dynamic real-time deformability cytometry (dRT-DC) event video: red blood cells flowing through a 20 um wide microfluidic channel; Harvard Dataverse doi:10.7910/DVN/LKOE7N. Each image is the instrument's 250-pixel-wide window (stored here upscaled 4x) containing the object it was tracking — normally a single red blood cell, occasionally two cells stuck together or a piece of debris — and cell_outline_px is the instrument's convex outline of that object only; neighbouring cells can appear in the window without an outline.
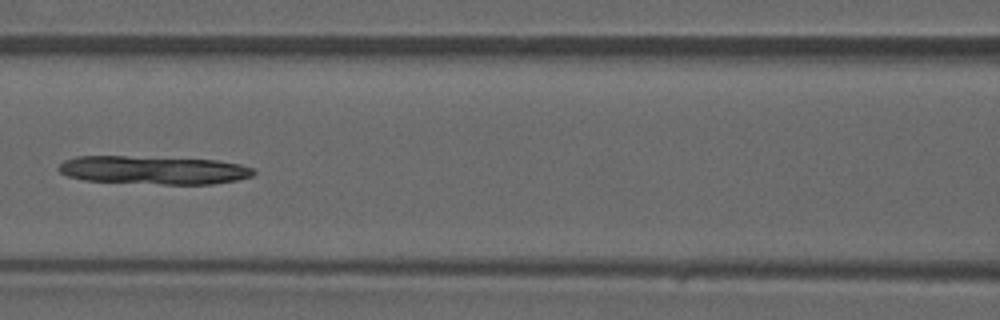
{"species": "common noctule bat (a hibernating species)", "species_latin": "Nyctalus noctula", "temperature_condition": "warm", "stored_images_in_passage": 29, "camera_frame_rate_fps": 3000, "um_per_image_px": 0.085, "animal": {"sex": "male", "forearm_length_mm": 52.5}, "frame": {"image": 1, "passage_image": 7, "time_ms": 2.0, "image_size_px": [1000, 320], "cell_outline_px": [[256, 172], [252, 176], [236, 180], [212, 184], [164, 184], [84, 180], [68, 176], [60, 172], [56, 168], [64, 160], [76, 156], [124, 156], [216, 160], [240, 164], [256, 168]], "centroid_in_image_um": [13.06, 14.45], "position_along_channel_um": 153.5, "area_um2": 32.14}}
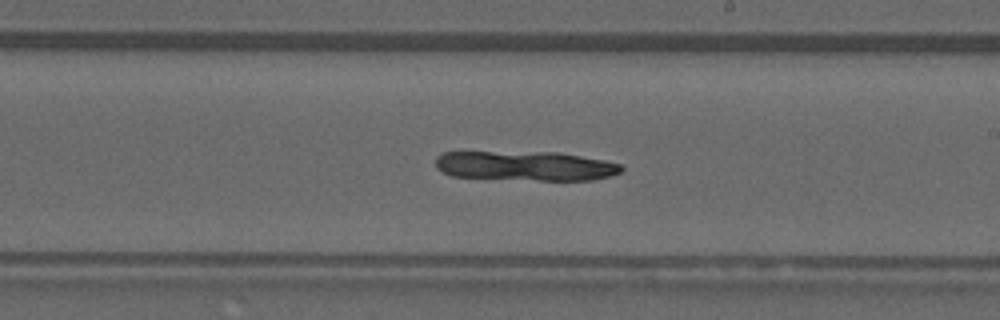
{"frame": {"image": 2, "passage_image": 13, "time_ms": 4.0, "image_size_px": [1000, 320], "cell_outline_px": [[624, 168], [620, 172], [608, 176], [592, 180], [540, 180], [452, 176], [436, 168], [436, 156], [440, 152], [556, 152], [604, 160], [620, 164]], "centroid_in_image_um": [44.64, 14.09], "position_along_channel_um": 244.4, "area_um2": 31.79}}